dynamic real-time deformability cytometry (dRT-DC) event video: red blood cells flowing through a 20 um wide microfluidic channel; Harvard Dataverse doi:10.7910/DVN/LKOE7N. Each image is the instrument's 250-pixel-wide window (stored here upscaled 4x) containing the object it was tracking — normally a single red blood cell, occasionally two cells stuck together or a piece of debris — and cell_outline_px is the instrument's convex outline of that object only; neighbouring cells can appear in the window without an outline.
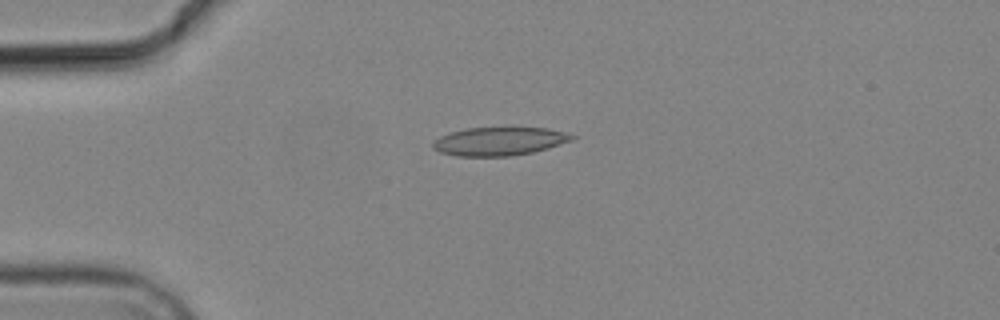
{"species": "common noctule bat (a hibernating species)", "species_latin": "Nyctalus noctula", "temperature_condition": "cold", "stored_images_in_passage": 4, "camera_frame_rate_fps": 3000, "um_per_image_px": 0.085, "animal": {"sex": "male", "body_mass_g": 19.2, "forearm_length_mm": 51.8}, "frame": {"image": 1, "passage_image": 3, "time_ms": 3.333, "image_size_px": [1000, 320], "cell_outline_px": [[576, 136], [572, 140], [548, 148], [532, 152], [508, 156], [456, 156], [440, 152], [432, 148], [432, 144], [440, 136], [452, 132], [468, 128], [548, 128], [564, 132]], "centroid_in_image_um": [42.43, 12.01], "position_along_channel_um": 42.6, "area_um2": 22.72}}